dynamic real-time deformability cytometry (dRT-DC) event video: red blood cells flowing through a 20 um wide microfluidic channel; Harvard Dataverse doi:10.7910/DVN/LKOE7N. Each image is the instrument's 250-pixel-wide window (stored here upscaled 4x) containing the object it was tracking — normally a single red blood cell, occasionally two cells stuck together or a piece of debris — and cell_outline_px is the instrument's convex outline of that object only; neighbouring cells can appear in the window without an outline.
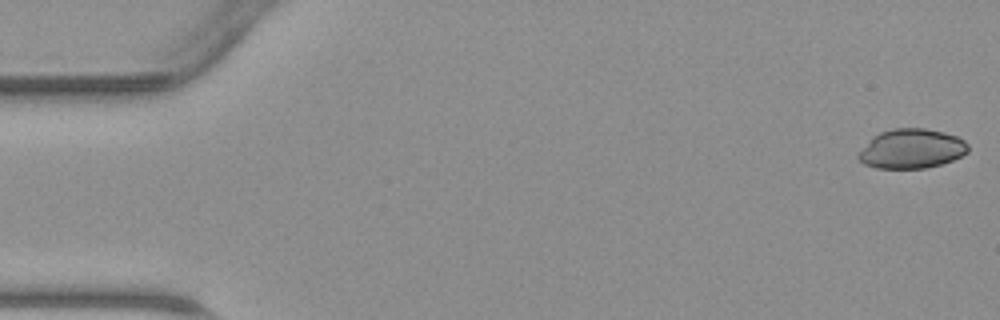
{"species": "common noctule bat (a hibernating species)", "species_latin": "Nyctalus noctula", "temperature_condition": "warm", "stored_images_in_passage": 46, "camera_frame_rate_fps": 3000, "um_per_image_px": 0.085, "animal": {"sex": "male", "body_mass_g": 23.1, "forearm_length_mm": 52.7}, "frame": {"image": 1, "passage_image": 1, "time_ms": 0.0, "image_size_px": [1000, 320], "cell_outline_px": [[968, 152], [952, 160], [940, 164], [924, 168], [876, 168], [864, 164], [856, 156], [872, 136], [880, 132], [896, 128], [924, 128], [944, 132], [956, 136], [964, 140], [968, 144]], "centroid_in_image_um": [77.47, 12.64], "position_along_channel_um": 7.5, "area_um2": 25.14}}
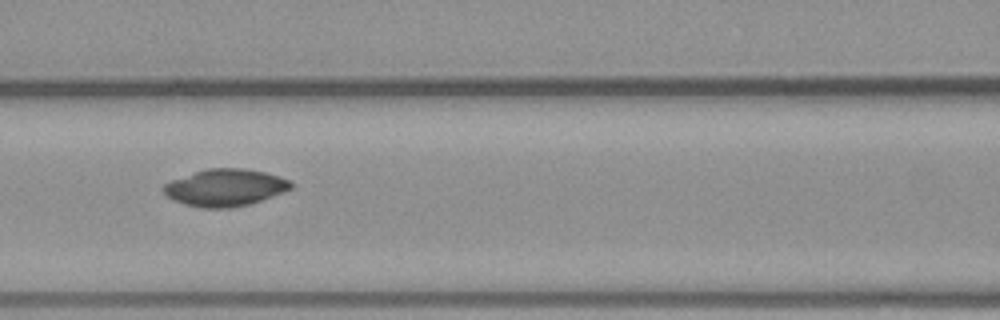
{"frame": {"image": 2, "passage_image": 20, "time_ms": 6.333, "image_size_px": [1000, 320], "cell_outline_px": [[292, 188], [272, 196], [248, 204], [232, 208], [200, 208], [184, 204], [168, 196], [160, 188], [164, 184], [172, 180], [208, 168], [244, 168], [264, 172], [280, 176], [288, 180], [292, 184]], "centroid_in_image_um": [19.13, 15.95], "position_along_channel_um": 147.5, "area_um2": 27.28}}
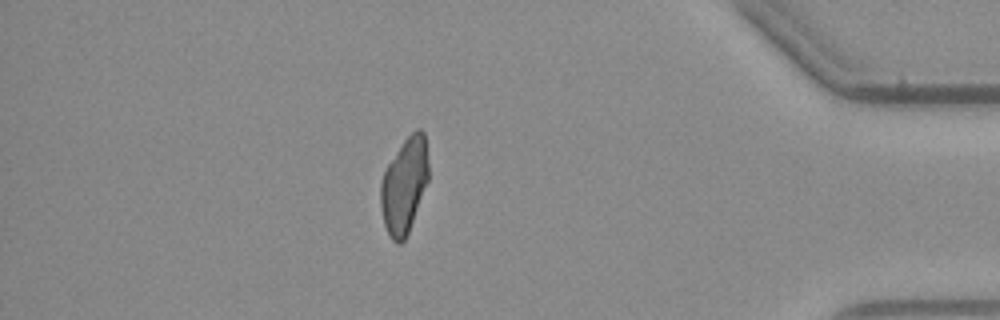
{"frame": {"image": 3, "passage_image": 40, "time_ms": 13.0, "image_size_px": [1000, 320], "cell_outline_px": [[428, 180], [408, 232], [404, 240], [400, 244], [396, 244], [392, 240], [384, 224], [380, 204], [380, 184], [384, 172], [388, 164], [404, 140], [416, 128], [420, 128], [424, 132], [428, 164]], "centroid_in_image_um": [34.35, 15.76], "position_along_channel_um": 400.8, "area_um2": 26.3}}